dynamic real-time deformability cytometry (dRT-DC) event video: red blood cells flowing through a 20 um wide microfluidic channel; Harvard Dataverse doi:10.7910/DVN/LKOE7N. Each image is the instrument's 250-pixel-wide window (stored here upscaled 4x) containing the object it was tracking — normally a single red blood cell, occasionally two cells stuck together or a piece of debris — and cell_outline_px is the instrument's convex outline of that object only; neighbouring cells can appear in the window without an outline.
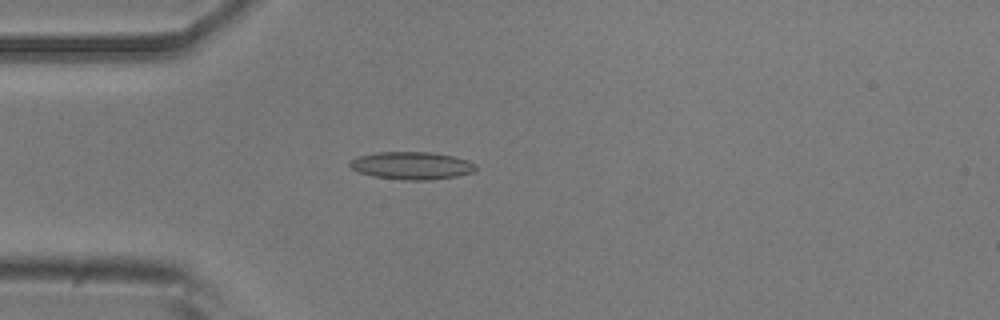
{"species": "common noctule bat (a hibernating species)", "species_latin": "Nyctalus noctula", "temperature_condition": "room temperature", "stored_images_in_passage": 37, "camera_frame_rate_fps": 3000, "um_per_image_px": 0.085, "animal": {"sex": "male", "body_mass_g": 20.5, "forearm_length_mm": 52.5}, "frame": {"image": 1, "passage_image": 13, "time_ms": 4.0, "image_size_px": [1000, 320], "cell_outline_px": [[476, 168], [472, 172], [456, 176], [432, 180], [404, 180], [372, 176], [360, 172], [352, 168], [348, 164], [356, 156], [376, 152], [432, 152], [452, 156], [468, 160], [476, 164]], "centroid_in_image_um": [34.99, 14.07], "position_along_channel_um": 50.0, "area_um2": 20.29}}
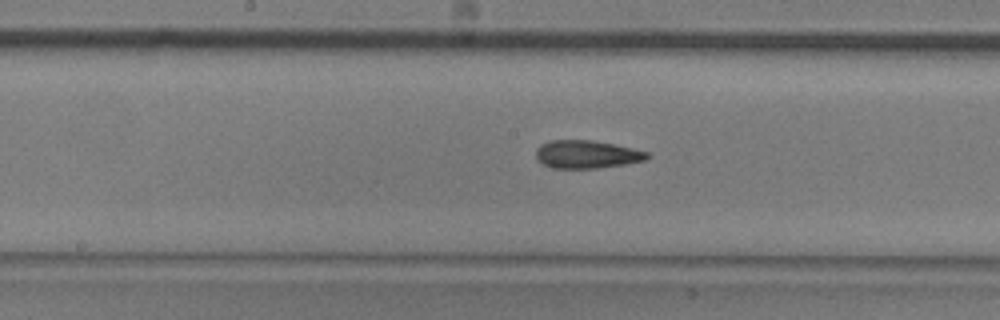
{"frame": {"image": 2, "passage_image": 25, "time_ms": 8.0, "image_size_px": [1000, 320], "cell_outline_px": [[652, 156], [644, 160], [624, 164], [596, 168], [552, 168], [544, 164], [536, 156], [536, 148], [540, 144], [552, 140], [592, 140], [632, 148], [648, 152]], "centroid_in_image_um": [49.87, 13.11], "position_along_channel_um": 198.3, "area_um2": 17.98}}
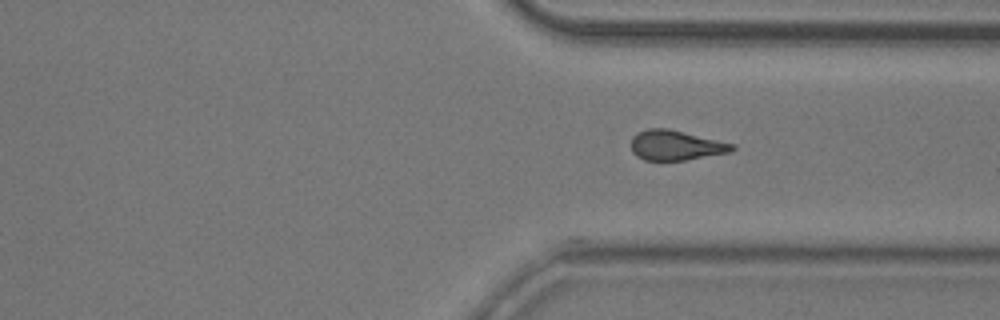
{"frame": {"image": 3, "passage_image": 37, "time_ms": 12.0, "image_size_px": [1000, 320], "cell_outline_px": [[736, 148], [732, 152], [684, 160], [644, 160], [636, 156], [632, 152], [632, 136], [636, 132], [648, 128], [668, 128], [736, 144]], "centroid_in_image_um": [57.45, 12.34], "position_along_channel_um": 353.9, "area_um2": 17.8}}